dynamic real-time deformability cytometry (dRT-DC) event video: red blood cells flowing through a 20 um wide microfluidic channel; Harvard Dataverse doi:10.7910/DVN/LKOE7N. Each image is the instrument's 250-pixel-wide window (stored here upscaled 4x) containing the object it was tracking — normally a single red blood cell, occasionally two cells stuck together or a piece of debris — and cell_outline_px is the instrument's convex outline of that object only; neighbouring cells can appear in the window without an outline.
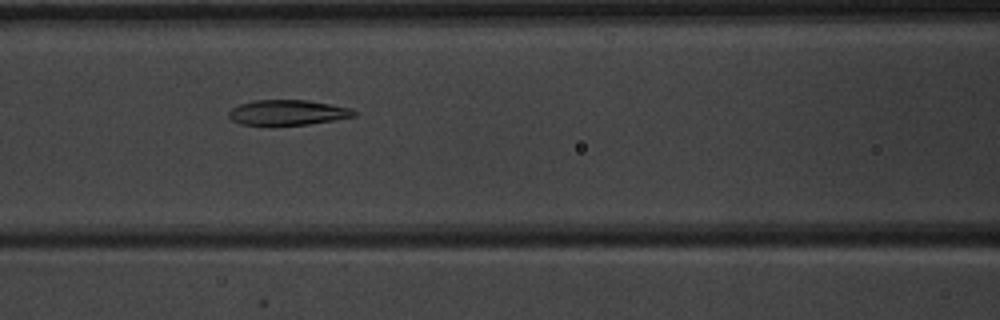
{"species": "common noctule bat (a hibernating species)", "species_latin": "Nyctalus noctula", "temperature_condition": "warm", "stored_images_in_passage": 51, "camera_frame_rate_fps": 3000, "um_per_image_px": 0.085, "animal": {"sex": "male", "body_mass_g": 20.1, "forearm_length_mm": 53.5}, "frame": {"image": 1, "passage_image": 23, "time_ms": 7.333, "image_size_px": [1000, 320], "cell_outline_px": [[356, 116], [308, 124], [240, 124], [232, 120], [228, 116], [228, 112], [232, 108], [240, 104], [256, 100], [304, 100], [328, 104], [348, 108], [356, 112]], "centroid_in_image_um": [24.41, 9.55], "position_along_channel_um": 142.2, "area_um2": 17.86}}
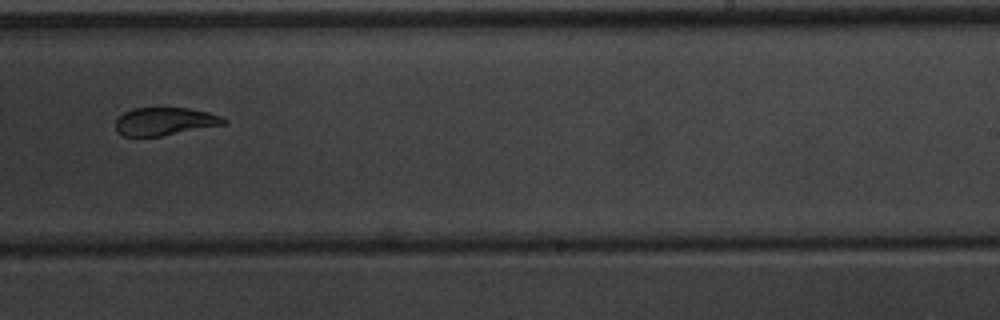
{"frame": {"image": 2, "passage_image": 33, "time_ms": 10.667, "image_size_px": [1000, 320], "cell_outline_px": [[228, 124], [160, 136], [124, 136], [116, 132], [116, 120], [124, 112], [132, 108], [188, 108], [208, 112], [220, 116], [228, 120]], "centroid_in_image_um": [14.03, 10.32], "position_along_channel_um": 275.0, "area_um2": 17.63}}
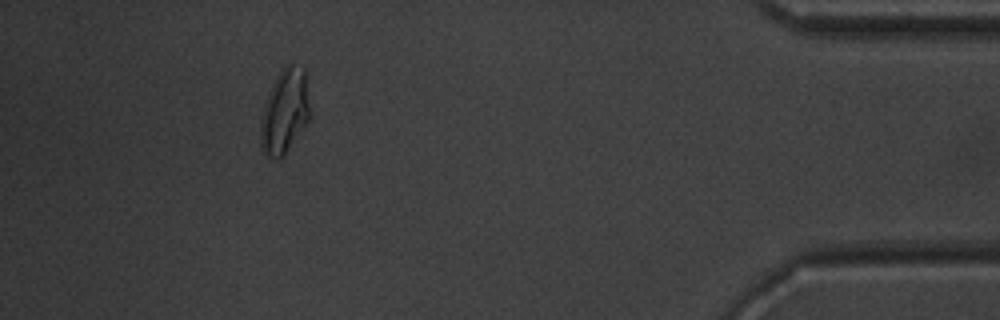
{"frame": {"image": 3, "passage_image": 47, "time_ms": 15.333, "image_size_px": [1000, 320], "cell_outline_px": [[312, 116], [284, 156], [276, 160], [268, 156], [260, 148], [260, 120], [264, 104], [268, 92], [272, 84], [280, 72], [288, 64], [292, 64], [304, 68], [312, 112]], "centroid_in_image_um": [24.21, 9.5], "position_along_channel_um": 411.0, "area_um2": 24.74}, "authors_computed_cell_mechanics": {"area_um2": 20.5768, "velocity_mm_per_s": 3.9953, "shape_relaxation_time_tau1_ms": 6.235, "shape_relaxation_time_tau2_ms": 2.0952, "deformation_change_tau1": 0.1911, "deformation_change_tau2": 0.0688}}